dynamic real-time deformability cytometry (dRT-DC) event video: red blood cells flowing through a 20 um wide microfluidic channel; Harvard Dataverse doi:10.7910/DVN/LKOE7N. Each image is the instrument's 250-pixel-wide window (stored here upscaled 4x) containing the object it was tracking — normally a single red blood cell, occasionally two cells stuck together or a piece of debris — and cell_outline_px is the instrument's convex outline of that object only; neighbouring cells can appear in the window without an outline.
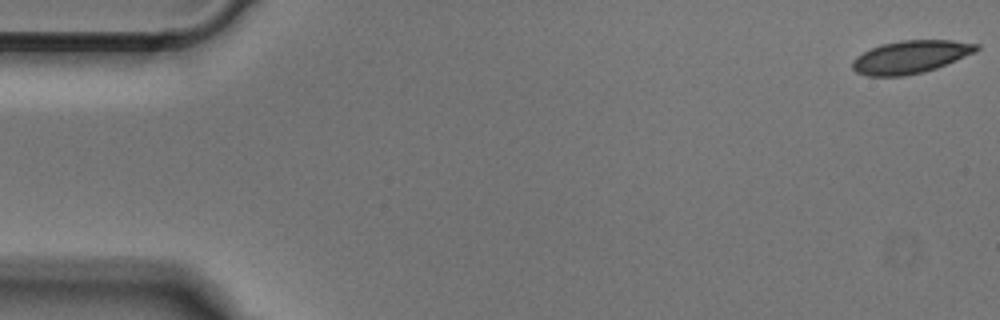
{"species": "Egyptian fruit bat (a non-hibernating species)", "species_latin": "Rousettus aegyptiacus", "temperature_condition": "cold", "stored_images_in_passage": 51, "camera_frame_rate_fps": 3000, "um_per_image_px": 0.085, "animal": {"sex": "male"}, "frame": {"image": 1, "passage_image": 1, "time_ms": 0.0, "image_size_px": [1000, 320], "cell_outline_px": [[980, 48], [976, 52], [936, 68], [924, 72], [904, 76], [868, 76], [856, 72], [852, 68], [852, 60], [856, 56], [880, 44], [900, 40], [952, 40], [980, 44]], "centroid_in_image_um": [77.4, 4.83], "position_along_channel_um": 7.6, "area_um2": 23.81}}
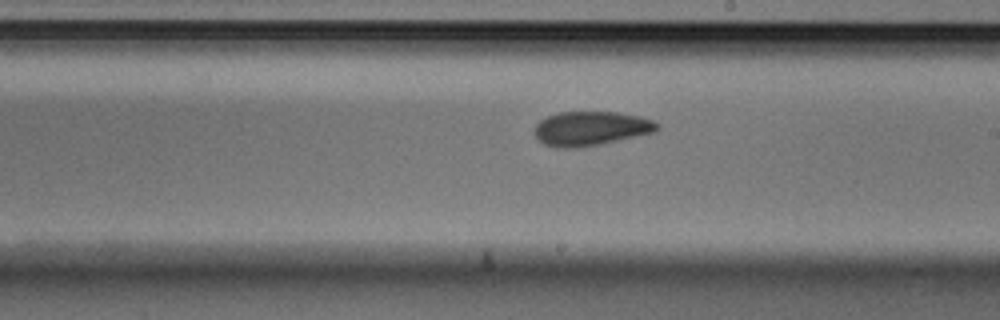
{"frame": {"image": 2, "passage_image": 29, "time_ms": 9.333, "image_size_px": [1000, 320], "cell_outline_px": [[660, 128], [656, 132], [600, 144], [576, 148], [556, 148], [544, 144], [536, 136], [536, 124], [540, 120], [548, 116], [560, 112], [616, 112], [640, 116], [652, 120], [660, 124]], "centroid_in_image_um": [50.26, 10.92], "position_along_channel_um": 238.7, "area_um2": 24.45}}
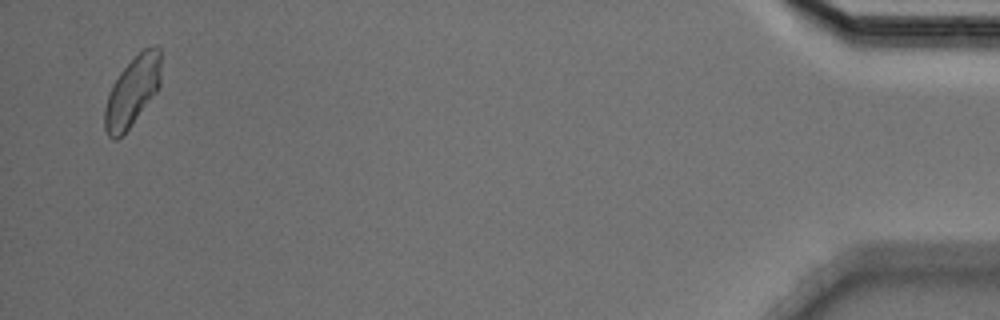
{"frame": {"image": 3, "passage_image": 50, "time_ms": 16.333, "image_size_px": [1000, 320], "cell_outline_px": [[160, 84], [156, 92], [128, 128], [116, 140], [112, 140], [108, 136], [104, 128], [104, 108], [112, 84], [120, 72], [144, 48], [156, 44], [160, 48]], "centroid_in_image_um": [11.23, 7.76], "position_along_channel_um": 424.0, "area_um2": 22.48}}